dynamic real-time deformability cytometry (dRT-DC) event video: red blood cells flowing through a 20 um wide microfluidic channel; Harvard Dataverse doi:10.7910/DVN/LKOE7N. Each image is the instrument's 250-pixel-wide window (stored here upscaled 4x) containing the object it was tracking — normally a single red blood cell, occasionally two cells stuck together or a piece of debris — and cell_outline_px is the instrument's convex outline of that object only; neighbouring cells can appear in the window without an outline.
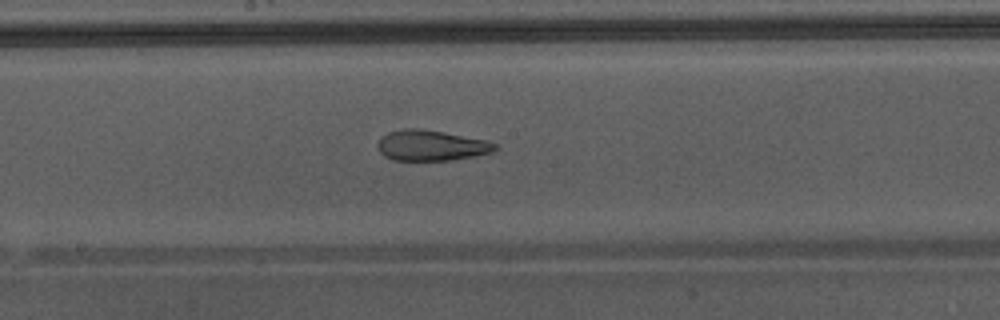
{"species": "Egyptian fruit bat (a non-hibernating species)", "species_latin": "Rousettus aegyptiacus", "temperature_condition": "warm", "stored_images_in_passage": 50, "camera_frame_rate_fps": 3000, "um_per_image_px": 0.085, "animal": {"sex": "male"}, "frame": {"image": 1, "passage_image": 29, "time_ms": 9.333, "image_size_px": [1000, 320], "cell_outline_px": [[496, 148], [492, 152], [452, 160], [392, 160], [384, 156], [380, 152], [376, 144], [388, 132], [400, 128], [416, 128], [444, 132], [488, 140], [496, 144]], "centroid_in_image_um": [36.63, 12.36], "position_along_channel_um": 211.6, "area_um2": 20.87}, "authors_computed_cell_mechanics": {"area_um2": 27.166, "velocity_mm_per_s": 4.3834, "shape_relaxation_time_tau1_ms": null, "shape_relaxation_time_tau2_ms": 2.0497, "deformation_change_tau1": null, "deformation_change_tau2": 0.1143}}